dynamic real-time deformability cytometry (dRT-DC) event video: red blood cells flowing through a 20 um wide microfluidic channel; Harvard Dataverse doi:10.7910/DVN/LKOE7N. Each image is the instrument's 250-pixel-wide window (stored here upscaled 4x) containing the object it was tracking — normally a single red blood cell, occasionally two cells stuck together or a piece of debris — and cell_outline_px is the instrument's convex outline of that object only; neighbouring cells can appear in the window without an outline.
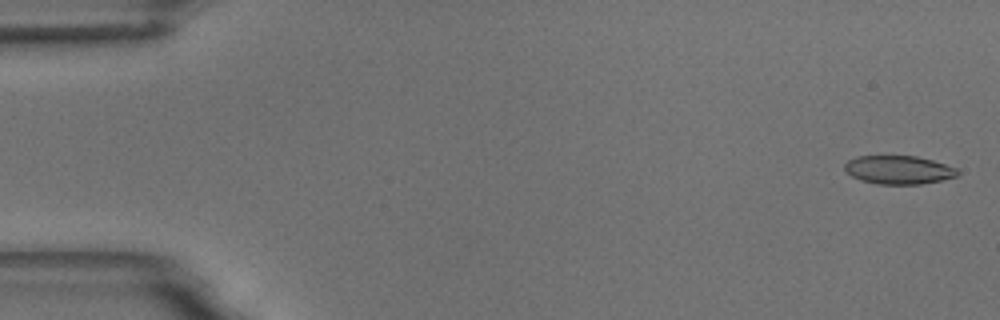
{"species": "common noctule bat (a hibernating species)", "species_latin": "Nyctalus noctula", "temperature_condition": "room temperature", "stored_images_in_passage": 10, "camera_frame_rate_fps": 3000, "um_per_image_px": 0.085, "animal": {"sex": "male", "body_mass_g": 18.8}, "frame": {"image": 1, "passage_image": 2, "time_ms": 0.333, "image_size_px": [1000, 320], "cell_outline_px": [[960, 172], [956, 176], [940, 180], [920, 184], [876, 184], [860, 180], [852, 176], [844, 168], [844, 164], [848, 160], [856, 156], [916, 156], [932, 160], [956, 168]], "centroid_in_image_um": [76.35, 14.43], "position_along_channel_um": 8.6, "area_um2": 18.61}}